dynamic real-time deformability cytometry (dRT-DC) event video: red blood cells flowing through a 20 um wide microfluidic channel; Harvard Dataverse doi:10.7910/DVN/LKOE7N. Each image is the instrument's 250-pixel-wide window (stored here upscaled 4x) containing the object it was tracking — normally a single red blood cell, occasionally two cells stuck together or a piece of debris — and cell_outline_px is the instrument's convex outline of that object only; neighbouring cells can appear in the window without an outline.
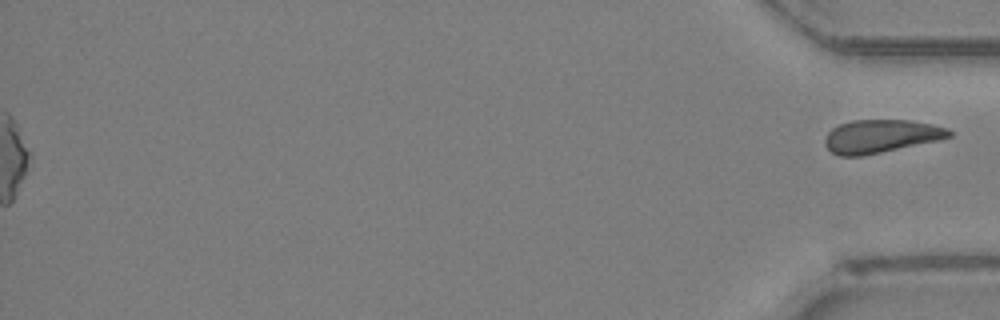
{"species": "Egyptian fruit bat (a non-hibernating species)", "species_latin": "Rousettus aegyptiacus", "temperature_condition": "room temperature", "stored_images_in_passage": 46, "segment_of_instrument_passage": [2, 2], "camera_frame_rate_fps": 3000, "um_per_image_px": 0.085, "animal": {"sex": "female"}, "frame": {"image": 1, "passage_image": 46, "time_ms": 15.0, "image_size_px": [1000, 320], "cell_outline_px": [[952, 136], [940, 140], [860, 156], [840, 156], [832, 152], [824, 144], [824, 140], [828, 132], [832, 128], [840, 124], [852, 120], [908, 120], [932, 124], [948, 128], [952, 132]], "centroid_in_image_um": [74.88, 11.57], "position_along_channel_um": 360.3, "area_um2": 23.93}}